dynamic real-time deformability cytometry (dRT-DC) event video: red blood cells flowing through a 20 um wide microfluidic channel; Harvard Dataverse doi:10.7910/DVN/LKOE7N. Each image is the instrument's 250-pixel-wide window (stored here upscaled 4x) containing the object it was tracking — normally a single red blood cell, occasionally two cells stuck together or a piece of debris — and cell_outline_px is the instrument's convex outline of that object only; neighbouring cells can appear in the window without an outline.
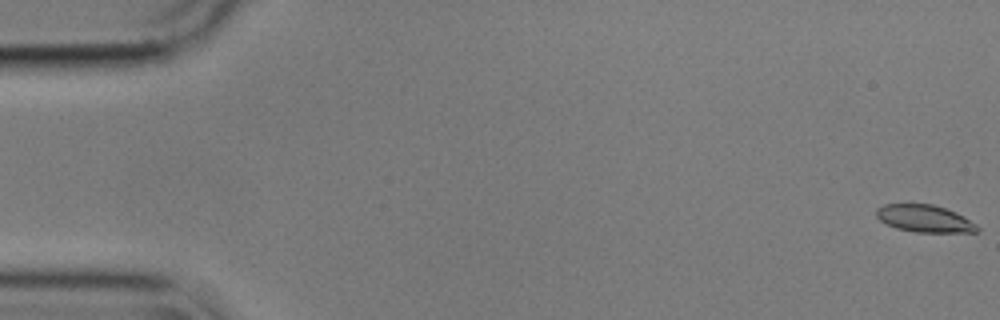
{"species": "common noctule bat (a hibernating species)", "species_latin": "Nyctalus noctula", "temperature_condition": "cold", "stored_images_in_passage": 58, "camera_frame_rate_fps": 3000, "um_per_image_px": 0.085, "animal": {"sex": "male", "body_mass_g": 17.9}, "frame": {"image": 1, "passage_image": 1, "time_ms": 0.0, "image_size_px": [1000, 320], "cell_outline_px": [[980, 228], [976, 232], [916, 232], [896, 228], [880, 220], [876, 216], [876, 208], [884, 204], [932, 204], [956, 212], [964, 216], [976, 224]], "centroid_in_image_um": [78.59, 18.57], "position_along_channel_um": 6.4, "area_um2": 15.95}}
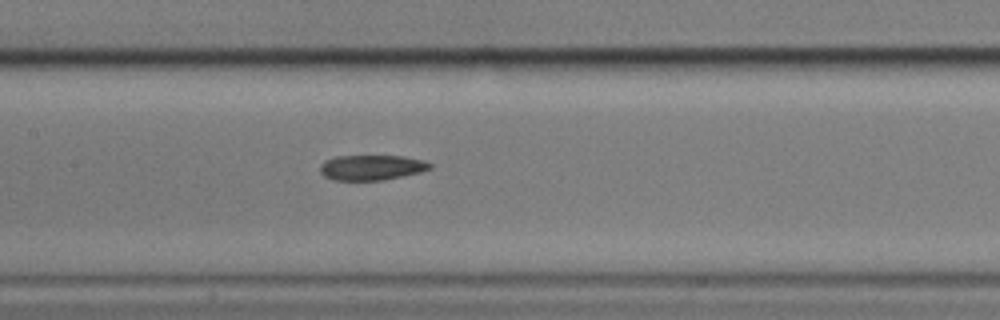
{"frame": {"image": 2, "passage_image": 28, "time_ms": 9.0, "image_size_px": [1000, 320], "cell_outline_px": [[432, 168], [420, 172], [384, 180], [336, 180], [324, 176], [320, 172], [320, 164], [324, 160], [336, 156], [404, 156], [424, 160], [432, 164]], "centroid_in_image_um": [31.58, 14.23], "position_along_channel_um": 175.8, "area_um2": 16.18}}
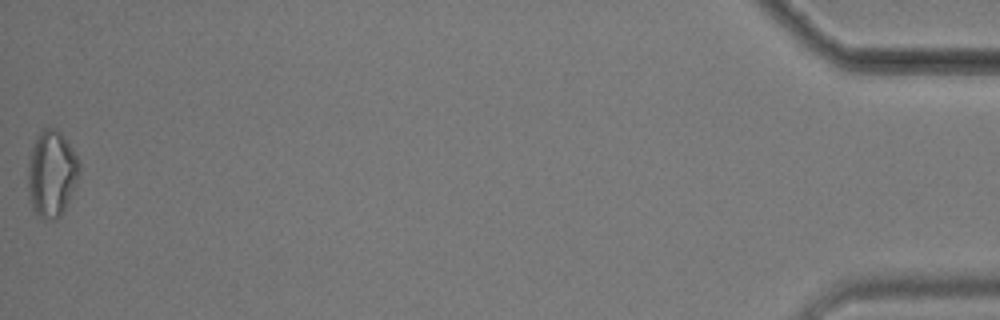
{"frame": {"image": 3, "passage_image": 58, "time_ms": 19.0, "image_size_px": [1000, 320], "cell_outline_px": [[80, 168], [76, 180], [68, 200], [60, 216], [56, 220], [44, 220], [32, 208], [28, 188], [28, 156], [36, 136], [44, 128], [56, 128], [60, 132], [76, 156], [80, 164]], "centroid_in_image_um": [4.35, 14.75], "position_along_channel_um": 430.8, "area_um2": 25.49}, "authors_computed_cell_mechanics": {"area_um2": 16.8776, "velocity_mm_per_s": 3.5242, "shape_relaxation_time_tau1_ms": null, "shape_relaxation_time_tau2_ms": 7.399, "deformation_change_tau1": null, "deformation_change_tau2": 0.1582}}